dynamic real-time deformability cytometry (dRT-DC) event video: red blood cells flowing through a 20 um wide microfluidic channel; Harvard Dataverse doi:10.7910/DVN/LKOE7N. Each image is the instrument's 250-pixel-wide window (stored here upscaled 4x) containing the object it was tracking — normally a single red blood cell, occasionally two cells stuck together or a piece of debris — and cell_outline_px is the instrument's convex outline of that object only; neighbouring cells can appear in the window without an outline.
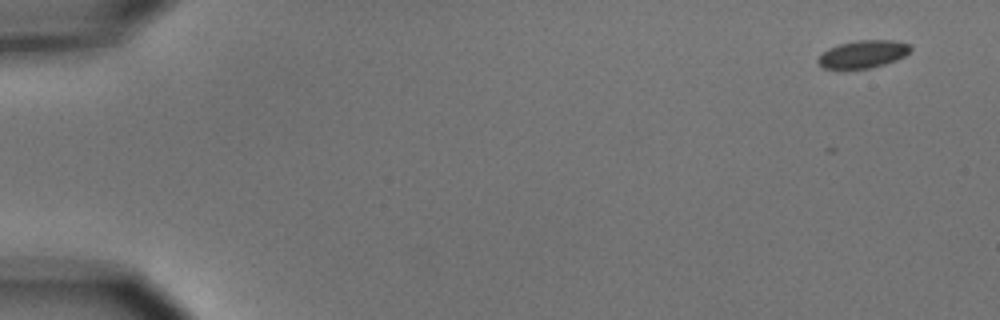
{"species": "common noctule bat (a hibernating species)", "species_latin": "Nyctalus noctula", "temperature_condition": "cold", "stored_images_in_passage": 4, "camera_frame_rate_fps": 3000, "um_per_image_px": 0.085, "animal": {"sex": "male", "body_mass_g": 15.6}, "frame": {"image": 1, "passage_image": 1, "time_ms": 0.0, "image_size_px": [1000, 320], "cell_outline_px": [[912, 48], [904, 56], [896, 60], [884, 64], [868, 68], [824, 68], [816, 60], [828, 48], [840, 44], [856, 40], [892, 40], [908, 44]], "centroid_in_image_um": [73.36, 4.59], "position_along_channel_um": 11.6, "area_um2": 14.57}}